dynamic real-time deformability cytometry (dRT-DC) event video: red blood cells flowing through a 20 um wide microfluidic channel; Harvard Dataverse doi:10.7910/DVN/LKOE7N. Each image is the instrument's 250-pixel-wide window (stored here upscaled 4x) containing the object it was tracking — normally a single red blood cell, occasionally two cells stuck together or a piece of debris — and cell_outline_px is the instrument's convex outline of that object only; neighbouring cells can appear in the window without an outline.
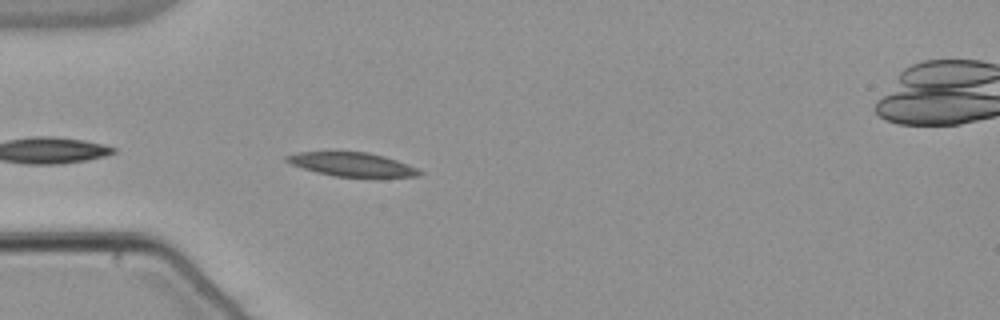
{"species": "common noctule bat (a hibernating species)", "species_latin": "Nyctalus noctula", "temperature_condition": "warm", "stored_images_in_passage": 8, "camera_frame_rate_fps": 3000, "um_per_image_px": 0.085, "animal": {"sex": "male", "body_mass_g": 21.5, "forearm_length_mm": 52.0}, "frame": {"image": 1, "passage_image": 3, "time_ms": 0.667, "image_size_px": [1000, 320], "cell_outline_px": [[424, 172], [420, 176], [376, 180], [336, 176], [316, 172], [292, 164], [284, 160], [284, 156], [296, 152], [368, 152], [384, 156], [408, 164]], "centroid_in_image_um": [30.04, 14.03], "position_along_channel_um": 55.0, "area_um2": 19.31}}
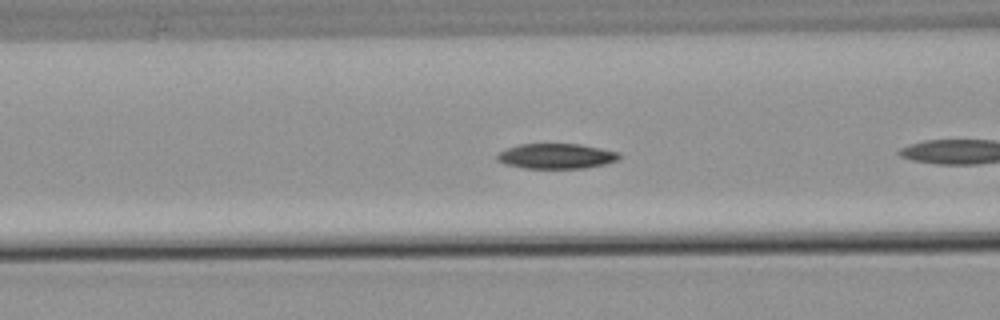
{"frame": {"image": 2, "passage_image": 6, "time_ms": 1.667, "image_size_px": [1000, 320], "cell_outline_px": [[620, 160], [604, 164], [584, 168], [524, 168], [504, 164], [496, 160], [496, 156], [500, 152], [508, 148], [520, 144], [580, 144], [620, 152]], "centroid_in_image_um": [47.3, 13.27], "position_along_channel_um": 119.3, "area_um2": 17.92}}